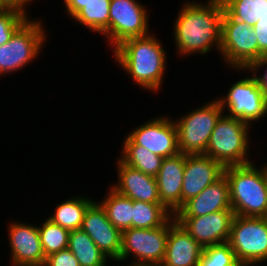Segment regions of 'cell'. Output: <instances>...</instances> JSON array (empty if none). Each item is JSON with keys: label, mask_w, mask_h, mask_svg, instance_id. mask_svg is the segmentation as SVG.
I'll return each mask as SVG.
<instances>
[{"label": "cell", "mask_w": 267, "mask_h": 266, "mask_svg": "<svg viewBox=\"0 0 267 266\" xmlns=\"http://www.w3.org/2000/svg\"><path fill=\"white\" fill-rule=\"evenodd\" d=\"M174 24V40L178 55H206L212 47L220 52L222 17L225 11L222 0L185 3Z\"/></svg>", "instance_id": "cell-1"}, {"label": "cell", "mask_w": 267, "mask_h": 266, "mask_svg": "<svg viewBox=\"0 0 267 266\" xmlns=\"http://www.w3.org/2000/svg\"><path fill=\"white\" fill-rule=\"evenodd\" d=\"M155 35L129 38L114 48L115 61L140 87L156 92L166 71V51Z\"/></svg>", "instance_id": "cell-2"}, {"label": "cell", "mask_w": 267, "mask_h": 266, "mask_svg": "<svg viewBox=\"0 0 267 266\" xmlns=\"http://www.w3.org/2000/svg\"><path fill=\"white\" fill-rule=\"evenodd\" d=\"M229 185V198L234 215L267 217V185L265 166L252 162L224 168Z\"/></svg>", "instance_id": "cell-3"}, {"label": "cell", "mask_w": 267, "mask_h": 266, "mask_svg": "<svg viewBox=\"0 0 267 266\" xmlns=\"http://www.w3.org/2000/svg\"><path fill=\"white\" fill-rule=\"evenodd\" d=\"M250 126L240 119L222 115L211 133L203 155L216 160L224 168L251 163L248 157Z\"/></svg>", "instance_id": "cell-4"}, {"label": "cell", "mask_w": 267, "mask_h": 266, "mask_svg": "<svg viewBox=\"0 0 267 266\" xmlns=\"http://www.w3.org/2000/svg\"><path fill=\"white\" fill-rule=\"evenodd\" d=\"M224 110L218 100H213L174 121L178 132V147L187 155L204 154L211 133Z\"/></svg>", "instance_id": "cell-5"}, {"label": "cell", "mask_w": 267, "mask_h": 266, "mask_svg": "<svg viewBox=\"0 0 267 266\" xmlns=\"http://www.w3.org/2000/svg\"><path fill=\"white\" fill-rule=\"evenodd\" d=\"M227 243L242 266L267 261V217L234 215Z\"/></svg>", "instance_id": "cell-6"}, {"label": "cell", "mask_w": 267, "mask_h": 266, "mask_svg": "<svg viewBox=\"0 0 267 266\" xmlns=\"http://www.w3.org/2000/svg\"><path fill=\"white\" fill-rule=\"evenodd\" d=\"M32 20L28 18L8 42L0 45V76L23 69L40 54L47 40L45 27L41 20Z\"/></svg>", "instance_id": "cell-7"}, {"label": "cell", "mask_w": 267, "mask_h": 266, "mask_svg": "<svg viewBox=\"0 0 267 266\" xmlns=\"http://www.w3.org/2000/svg\"><path fill=\"white\" fill-rule=\"evenodd\" d=\"M176 222L174 215L163 225L154 229L130 228L122 231L120 258L117 262L127 261L133 255L130 264L161 265L167 248L169 228Z\"/></svg>", "instance_id": "cell-8"}, {"label": "cell", "mask_w": 267, "mask_h": 266, "mask_svg": "<svg viewBox=\"0 0 267 266\" xmlns=\"http://www.w3.org/2000/svg\"><path fill=\"white\" fill-rule=\"evenodd\" d=\"M220 52L234 69H249L258 61V40L253 28L233 19L226 11L222 17Z\"/></svg>", "instance_id": "cell-9"}, {"label": "cell", "mask_w": 267, "mask_h": 266, "mask_svg": "<svg viewBox=\"0 0 267 266\" xmlns=\"http://www.w3.org/2000/svg\"><path fill=\"white\" fill-rule=\"evenodd\" d=\"M252 75L234 82L226 97L216 98L224 111L227 108L228 117L240 119L248 125L267 114V97L254 73Z\"/></svg>", "instance_id": "cell-10"}, {"label": "cell", "mask_w": 267, "mask_h": 266, "mask_svg": "<svg viewBox=\"0 0 267 266\" xmlns=\"http://www.w3.org/2000/svg\"><path fill=\"white\" fill-rule=\"evenodd\" d=\"M147 8L137 0H111L109 29L103 34L113 49L129 38L148 35Z\"/></svg>", "instance_id": "cell-11"}, {"label": "cell", "mask_w": 267, "mask_h": 266, "mask_svg": "<svg viewBox=\"0 0 267 266\" xmlns=\"http://www.w3.org/2000/svg\"><path fill=\"white\" fill-rule=\"evenodd\" d=\"M123 145H141L150 152L166 158L180 152L174 120L158 116L126 135Z\"/></svg>", "instance_id": "cell-12"}, {"label": "cell", "mask_w": 267, "mask_h": 266, "mask_svg": "<svg viewBox=\"0 0 267 266\" xmlns=\"http://www.w3.org/2000/svg\"><path fill=\"white\" fill-rule=\"evenodd\" d=\"M233 217V210H220L199 217L175 218L180 226L205 248L228 241Z\"/></svg>", "instance_id": "cell-13"}, {"label": "cell", "mask_w": 267, "mask_h": 266, "mask_svg": "<svg viewBox=\"0 0 267 266\" xmlns=\"http://www.w3.org/2000/svg\"><path fill=\"white\" fill-rule=\"evenodd\" d=\"M81 229L109 259L120 258L122 232L109 220L105 210L94 201L86 210Z\"/></svg>", "instance_id": "cell-14"}, {"label": "cell", "mask_w": 267, "mask_h": 266, "mask_svg": "<svg viewBox=\"0 0 267 266\" xmlns=\"http://www.w3.org/2000/svg\"><path fill=\"white\" fill-rule=\"evenodd\" d=\"M8 229L11 261L14 266H43L45 255L41 246L38 227L11 222Z\"/></svg>", "instance_id": "cell-15"}, {"label": "cell", "mask_w": 267, "mask_h": 266, "mask_svg": "<svg viewBox=\"0 0 267 266\" xmlns=\"http://www.w3.org/2000/svg\"><path fill=\"white\" fill-rule=\"evenodd\" d=\"M224 174V167L203 154L187 155L182 185V206Z\"/></svg>", "instance_id": "cell-16"}, {"label": "cell", "mask_w": 267, "mask_h": 266, "mask_svg": "<svg viewBox=\"0 0 267 266\" xmlns=\"http://www.w3.org/2000/svg\"><path fill=\"white\" fill-rule=\"evenodd\" d=\"M186 154L163 158L158 175L160 203L173 215L182 207V185Z\"/></svg>", "instance_id": "cell-17"}, {"label": "cell", "mask_w": 267, "mask_h": 266, "mask_svg": "<svg viewBox=\"0 0 267 266\" xmlns=\"http://www.w3.org/2000/svg\"><path fill=\"white\" fill-rule=\"evenodd\" d=\"M117 167L118 182L112 189L132 200L160 203L156 177L125 165L119 158Z\"/></svg>", "instance_id": "cell-18"}, {"label": "cell", "mask_w": 267, "mask_h": 266, "mask_svg": "<svg viewBox=\"0 0 267 266\" xmlns=\"http://www.w3.org/2000/svg\"><path fill=\"white\" fill-rule=\"evenodd\" d=\"M220 210H233L229 198V185L224 174L187 201L174 217H199Z\"/></svg>", "instance_id": "cell-19"}, {"label": "cell", "mask_w": 267, "mask_h": 266, "mask_svg": "<svg viewBox=\"0 0 267 266\" xmlns=\"http://www.w3.org/2000/svg\"><path fill=\"white\" fill-rule=\"evenodd\" d=\"M203 247L176 221L167 237V248L161 266H198Z\"/></svg>", "instance_id": "cell-20"}, {"label": "cell", "mask_w": 267, "mask_h": 266, "mask_svg": "<svg viewBox=\"0 0 267 266\" xmlns=\"http://www.w3.org/2000/svg\"><path fill=\"white\" fill-rule=\"evenodd\" d=\"M93 202L87 196L68 198L64 202L56 204L55 212L48 219L69 231L81 229L85 212Z\"/></svg>", "instance_id": "cell-21"}, {"label": "cell", "mask_w": 267, "mask_h": 266, "mask_svg": "<svg viewBox=\"0 0 267 266\" xmlns=\"http://www.w3.org/2000/svg\"><path fill=\"white\" fill-rule=\"evenodd\" d=\"M80 266H107V258L82 229L71 230L67 247Z\"/></svg>", "instance_id": "cell-22"}, {"label": "cell", "mask_w": 267, "mask_h": 266, "mask_svg": "<svg viewBox=\"0 0 267 266\" xmlns=\"http://www.w3.org/2000/svg\"><path fill=\"white\" fill-rule=\"evenodd\" d=\"M99 204L105 210L108 220L121 232L132 228V199L117 193L110 187V191Z\"/></svg>", "instance_id": "cell-23"}, {"label": "cell", "mask_w": 267, "mask_h": 266, "mask_svg": "<svg viewBox=\"0 0 267 266\" xmlns=\"http://www.w3.org/2000/svg\"><path fill=\"white\" fill-rule=\"evenodd\" d=\"M172 216L161 203L133 200L132 228L154 229L163 226Z\"/></svg>", "instance_id": "cell-24"}, {"label": "cell", "mask_w": 267, "mask_h": 266, "mask_svg": "<svg viewBox=\"0 0 267 266\" xmlns=\"http://www.w3.org/2000/svg\"><path fill=\"white\" fill-rule=\"evenodd\" d=\"M120 161L125 165L156 177L163 158L150 152L141 145H123Z\"/></svg>", "instance_id": "cell-25"}, {"label": "cell", "mask_w": 267, "mask_h": 266, "mask_svg": "<svg viewBox=\"0 0 267 266\" xmlns=\"http://www.w3.org/2000/svg\"><path fill=\"white\" fill-rule=\"evenodd\" d=\"M111 0H90L72 19L93 33L104 34L109 29Z\"/></svg>", "instance_id": "cell-26"}, {"label": "cell", "mask_w": 267, "mask_h": 266, "mask_svg": "<svg viewBox=\"0 0 267 266\" xmlns=\"http://www.w3.org/2000/svg\"><path fill=\"white\" fill-rule=\"evenodd\" d=\"M225 11L233 18L253 27L267 11V0H222Z\"/></svg>", "instance_id": "cell-27"}, {"label": "cell", "mask_w": 267, "mask_h": 266, "mask_svg": "<svg viewBox=\"0 0 267 266\" xmlns=\"http://www.w3.org/2000/svg\"><path fill=\"white\" fill-rule=\"evenodd\" d=\"M41 225V227L40 225L37 227L45 257L52 253L67 249L70 234L68 229L62 228L48 218Z\"/></svg>", "instance_id": "cell-28"}, {"label": "cell", "mask_w": 267, "mask_h": 266, "mask_svg": "<svg viewBox=\"0 0 267 266\" xmlns=\"http://www.w3.org/2000/svg\"><path fill=\"white\" fill-rule=\"evenodd\" d=\"M198 266H242L230 245L216 244L203 248Z\"/></svg>", "instance_id": "cell-29"}, {"label": "cell", "mask_w": 267, "mask_h": 266, "mask_svg": "<svg viewBox=\"0 0 267 266\" xmlns=\"http://www.w3.org/2000/svg\"><path fill=\"white\" fill-rule=\"evenodd\" d=\"M15 9H0V45L8 42L14 32L28 19Z\"/></svg>", "instance_id": "cell-30"}, {"label": "cell", "mask_w": 267, "mask_h": 266, "mask_svg": "<svg viewBox=\"0 0 267 266\" xmlns=\"http://www.w3.org/2000/svg\"><path fill=\"white\" fill-rule=\"evenodd\" d=\"M252 28L258 40V60L267 58V11Z\"/></svg>", "instance_id": "cell-31"}, {"label": "cell", "mask_w": 267, "mask_h": 266, "mask_svg": "<svg viewBox=\"0 0 267 266\" xmlns=\"http://www.w3.org/2000/svg\"><path fill=\"white\" fill-rule=\"evenodd\" d=\"M43 266H80L75 255L67 248L48 255Z\"/></svg>", "instance_id": "cell-32"}, {"label": "cell", "mask_w": 267, "mask_h": 266, "mask_svg": "<svg viewBox=\"0 0 267 266\" xmlns=\"http://www.w3.org/2000/svg\"><path fill=\"white\" fill-rule=\"evenodd\" d=\"M265 65V66H264ZM267 66V58H262L259 59L258 61H256L249 69H238L237 71H251L254 73L256 79L259 82V86L262 89V91L264 92L265 96L267 97V68L265 70V73H263V75L257 76L256 72L258 71V69L262 68V67H266Z\"/></svg>", "instance_id": "cell-33"}, {"label": "cell", "mask_w": 267, "mask_h": 266, "mask_svg": "<svg viewBox=\"0 0 267 266\" xmlns=\"http://www.w3.org/2000/svg\"><path fill=\"white\" fill-rule=\"evenodd\" d=\"M30 2H32V0H0V8L15 9L28 16L26 6H28Z\"/></svg>", "instance_id": "cell-34"}, {"label": "cell", "mask_w": 267, "mask_h": 266, "mask_svg": "<svg viewBox=\"0 0 267 266\" xmlns=\"http://www.w3.org/2000/svg\"><path fill=\"white\" fill-rule=\"evenodd\" d=\"M90 0H64L67 14L73 18Z\"/></svg>", "instance_id": "cell-35"}, {"label": "cell", "mask_w": 267, "mask_h": 266, "mask_svg": "<svg viewBox=\"0 0 267 266\" xmlns=\"http://www.w3.org/2000/svg\"><path fill=\"white\" fill-rule=\"evenodd\" d=\"M129 266H161V265H135V264H129Z\"/></svg>", "instance_id": "cell-36"}, {"label": "cell", "mask_w": 267, "mask_h": 266, "mask_svg": "<svg viewBox=\"0 0 267 266\" xmlns=\"http://www.w3.org/2000/svg\"><path fill=\"white\" fill-rule=\"evenodd\" d=\"M265 181H266V185H267V164L265 165Z\"/></svg>", "instance_id": "cell-37"}]
</instances>
